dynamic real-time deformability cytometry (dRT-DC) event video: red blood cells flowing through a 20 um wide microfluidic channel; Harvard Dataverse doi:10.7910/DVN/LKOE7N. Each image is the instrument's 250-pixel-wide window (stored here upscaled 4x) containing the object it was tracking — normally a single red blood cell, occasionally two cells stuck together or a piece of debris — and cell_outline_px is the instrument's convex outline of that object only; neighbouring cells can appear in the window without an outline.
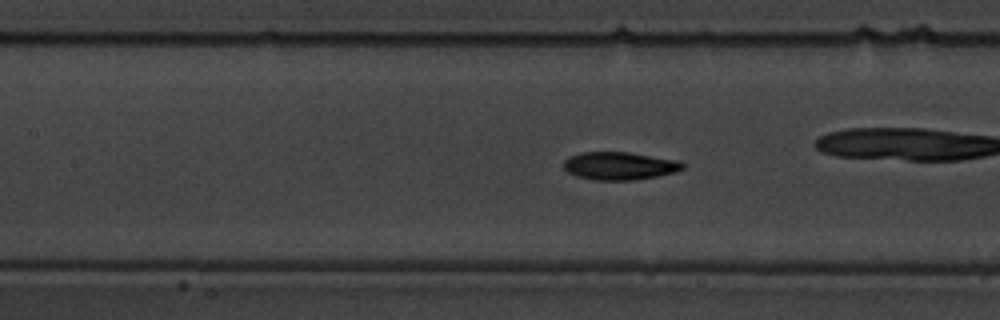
{"species": "common noctule bat (a hibernating species)", "species_latin": "Nyctalus noctula", "temperature_condition": "warm", "stored_images_in_passage": 57, "camera_frame_rate_fps": 3000, "um_per_image_px": 0.085, "animal": {"sex": "male", "body_mass_g": 19.5, "forearm_length_mm": 54.6}, "frame": {"image": 1, "passage_image": 25, "time_ms": 8.0, "image_size_px": [1000, 320], "cell_outline_px": [[684, 168], [676, 172], [636, 180], [596, 180], [576, 176], [568, 172], [564, 168], [564, 160], [568, 156], [584, 152], [628, 152], [680, 160], [684, 164]], "centroid_in_image_um": [52.68, 14.09], "position_along_channel_um": 154.7, "area_um2": 19.42}, "authors_computed_cell_mechanics": {"area_um2": 18.7272, "velocity_mm_per_s": 3.6332, "shape_relaxation_time_tau1_ms": 3.9532, "shape_relaxation_time_tau2_ms": 4.3872, "deformation_change_tau1": 0.1905, "deformation_change_tau2": 0.0654}}